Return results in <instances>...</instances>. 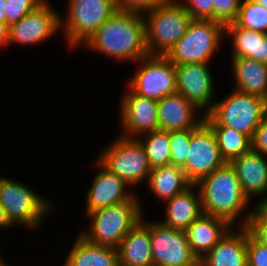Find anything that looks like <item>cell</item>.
Segmentation results:
<instances>
[{
    "mask_svg": "<svg viewBox=\"0 0 267 266\" xmlns=\"http://www.w3.org/2000/svg\"><path fill=\"white\" fill-rule=\"evenodd\" d=\"M141 14L117 9L83 45L116 59L139 61L149 55Z\"/></svg>",
    "mask_w": 267,
    "mask_h": 266,
    "instance_id": "6da1fadb",
    "label": "cell"
},
{
    "mask_svg": "<svg viewBox=\"0 0 267 266\" xmlns=\"http://www.w3.org/2000/svg\"><path fill=\"white\" fill-rule=\"evenodd\" d=\"M195 185L199 188L203 213L224 219L231 226L250 202L230 163L217 168Z\"/></svg>",
    "mask_w": 267,
    "mask_h": 266,
    "instance_id": "7a4b0ae2",
    "label": "cell"
},
{
    "mask_svg": "<svg viewBox=\"0 0 267 266\" xmlns=\"http://www.w3.org/2000/svg\"><path fill=\"white\" fill-rule=\"evenodd\" d=\"M135 195L128 201L87 213L90 230L83 232L88 242L118 248L122 239L141 220L142 207Z\"/></svg>",
    "mask_w": 267,
    "mask_h": 266,
    "instance_id": "3957f363",
    "label": "cell"
},
{
    "mask_svg": "<svg viewBox=\"0 0 267 266\" xmlns=\"http://www.w3.org/2000/svg\"><path fill=\"white\" fill-rule=\"evenodd\" d=\"M265 118V99L233 90L222 101L215 102L204 114L209 126H225L243 132L252 138L254 131Z\"/></svg>",
    "mask_w": 267,
    "mask_h": 266,
    "instance_id": "277c9868",
    "label": "cell"
},
{
    "mask_svg": "<svg viewBox=\"0 0 267 266\" xmlns=\"http://www.w3.org/2000/svg\"><path fill=\"white\" fill-rule=\"evenodd\" d=\"M173 1L167 0L146 14L148 18L144 20L149 55H166L193 20L181 3Z\"/></svg>",
    "mask_w": 267,
    "mask_h": 266,
    "instance_id": "5b68a950",
    "label": "cell"
},
{
    "mask_svg": "<svg viewBox=\"0 0 267 266\" xmlns=\"http://www.w3.org/2000/svg\"><path fill=\"white\" fill-rule=\"evenodd\" d=\"M224 34L225 26L218 21L193 19L186 33L165 56L174 65L208 63Z\"/></svg>",
    "mask_w": 267,
    "mask_h": 266,
    "instance_id": "8992f818",
    "label": "cell"
},
{
    "mask_svg": "<svg viewBox=\"0 0 267 266\" xmlns=\"http://www.w3.org/2000/svg\"><path fill=\"white\" fill-rule=\"evenodd\" d=\"M98 161L128 186H136L145 178L148 179L152 170L145 148L138 138L120 136L105 149Z\"/></svg>",
    "mask_w": 267,
    "mask_h": 266,
    "instance_id": "52a82bcc",
    "label": "cell"
},
{
    "mask_svg": "<svg viewBox=\"0 0 267 266\" xmlns=\"http://www.w3.org/2000/svg\"><path fill=\"white\" fill-rule=\"evenodd\" d=\"M0 205L12 225L20 223L33 229L50 209L49 202L26 185L4 177H0Z\"/></svg>",
    "mask_w": 267,
    "mask_h": 266,
    "instance_id": "ba28073f",
    "label": "cell"
},
{
    "mask_svg": "<svg viewBox=\"0 0 267 266\" xmlns=\"http://www.w3.org/2000/svg\"><path fill=\"white\" fill-rule=\"evenodd\" d=\"M65 33L74 48L86 40L117 11L115 0H68Z\"/></svg>",
    "mask_w": 267,
    "mask_h": 266,
    "instance_id": "9c48e42d",
    "label": "cell"
},
{
    "mask_svg": "<svg viewBox=\"0 0 267 266\" xmlns=\"http://www.w3.org/2000/svg\"><path fill=\"white\" fill-rule=\"evenodd\" d=\"M140 62L128 85L135 94L159 101L177 92L175 65L165 55H147Z\"/></svg>",
    "mask_w": 267,
    "mask_h": 266,
    "instance_id": "30bf717a",
    "label": "cell"
},
{
    "mask_svg": "<svg viewBox=\"0 0 267 266\" xmlns=\"http://www.w3.org/2000/svg\"><path fill=\"white\" fill-rule=\"evenodd\" d=\"M225 164L212 128L203 121L198 127L191 129L187 160L182 167L187 179L195 185Z\"/></svg>",
    "mask_w": 267,
    "mask_h": 266,
    "instance_id": "8fae6325",
    "label": "cell"
},
{
    "mask_svg": "<svg viewBox=\"0 0 267 266\" xmlns=\"http://www.w3.org/2000/svg\"><path fill=\"white\" fill-rule=\"evenodd\" d=\"M153 266H200L185 231L150 223Z\"/></svg>",
    "mask_w": 267,
    "mask_h": 266,
    "instance_id": "7c38bea8",
    "label": "cell"
},
{
    "mask_svg": "<svg viewBox=\"0 0 267 266\" xmlns=\"http://www.w3.org/2000/svg\"><path fill=\"white\" fill-rule=\"evenodd\" d=\"M62 17L44 1L40 6L9 27V42L33 44L53 35L61 25ZM35 43V44H34Z\"/></svg>",
    "mask_w": 267,
    "mask_h": 266,
    "instance_id": "4fadbf2b",
    "label": "cell"
},
{
    "mask_svg": "<svg viewBox=\"0 0 267 266\" xmlns=\"http://www.w3.org/2000/svg\"><path fill=\"white\" fill-rule=\"evenodd\" d=\"M207 63H186L175 65L177 92L198 109L206 108L207 114L213 107V80ZM211 104V105H210Z\"/></svg>",
    "mask_w": 267,
    "mask_h": 266,
    "instance_id": "5bb4252c",
    "label": "cell"
},
{
    "mask_svg": "<svg viewBox=\"0 0 267 266\" xmlns=\"http://www.w3.org/2000/svg\"><path fill=\"white\" fill-rule=\"evenodd\" d=\"M121 101V120L124 137L136 138L159 130L158 101L135 94L129 87ZM126 129V130H125Z\"/></svg>",
    "mask_w": 267,
    "mask_h": 266,
    "instance_id": "9a60e30c",
    "label": "cell"
},
{
    "mask_svg": "<svg viewBox=\"0 0 267 266\" xmlns=\"http://www.w3.org/2000/svg\"><path fill=\"white\" fill-rule=\"evenodd\" d=\"M97 165L102 169L94 177L92 188L87 193L86 214L128 201L134 196L125 190L128 185L122 178L111 173L98 160Z\"/></svg>",
    "mask_w": 267,
    "mask_h": 266,
    "instance_id": "2e32d148",
    "label": "cell"
},
{
    "mask_svg": "<svg viewBox=\"0 0 267 266\" xmlns=\"http://www.w3.org/2000/svg\"><path fill=\"white\" fill-rule=\"evenodd\" d=\"M200 111L183 95L176 92L158 101L159 130L173 132L198 127L204 121L194 117L195 111Z\"/></svg>",
    "mask_w": 267,
    "mask_h": 266,
    "instance_id": "e0dca14e",
    "label": "cell"
},
{
    "mask_svg": "<svg viewBox=\"0 0 267 266\" xmlns=\"http://www.w3.org/2000/svg\"><path fill=\"white\" fill-rule=\"evenodd\" d=\"M119 266H153L150 222L141 220L122 239L117 248Z\"/></svg>",
    "mask_w": 267,
    "mask_h": 266,
    "instance_id": "ac0fdd59",
    "label": "cell"
},
{
    "mask_svg": "<svg viewBox=\"0 0 267 266\" xmlns=\"http://www.w3.org/2000/svg\"><path fill=\"white\" fill-rule=\"evenodd\" d=\"M229 229L234 230L224 219L203 213L185 230V233L193 253L200 260Z\"/></svg>",
    "mask_w": 267,
    "mask_h": 266,
    "instance_id": "d6986e66",
    "label": "cell"
},
{
    "mask_svg": "<svg viewBox=\"0 0 267 266\" xmlns=\"http://www.w3.org/2000/svg\"><path fill=\"white\" fill-rule=\"evenodd\" d=\"M200 266H248L247 228L240 232L229 230L221 240L200 259Z\"/></svg>",
    "mask_w": 267,
    "mask_h": 266,
    "instance_id": "ffe728a7",
    "label": "cell"
},
{
    "mask_svg": "<svg viewBox=\"0 0 267 266\" xmlns=\"http://www.w3.org/2000/svg\"><path fill=\"white\" fill-rule=\"evenodd\" d=\"M266 157L252 149L230 162L235 169L244 194L250 200L252 195L265 194L267 191Z\"/></svg>",
    "mask_w": 267,
    "mask_h": 266,
    "instance_id": "44dd1931",
    "label": "cell"
},
{
    "mask_svg": "<svg viewBox=\"0 0 267 266\" xmlns=\"http://www.w3.org/2000/svg\"><path fill=\"white\" fill-rule=\"evenodd\" d=\"M194 188L197 186L192 185L183 193L165 201L167 202L166 219L164 222H160L161 224L185 231L203 214L200 192L198 190V195L195 194Z\"/></svg>",
    "mask_w": 267,
    "mask_h": 266,
    "instance_id": "7402d4cb",
    "label": "cell"
},
{
    "mask_svg": "<svg viewBox=\"0 0 267 266\" xmlns=\"http://www.w3.org/2000/svg\"><path fill=\"white\" fill-rule=\"evenodd\" d=\"M233 70L239 92L267 99V64L245 58L233 57Z\"/></svg>",
    "mask_w": 267,
    "mask_h": 266,
    "instance_id": "603a6c76",
    "label": "cell"
},
{
    "mask_svg": "<svg viewBox=\"0 0 267 266\" xmlns=\"http://www.w3.org/2000/svg\"><path fill=\"white\" fill-rule=\"evenodd\" d=\"M64 266H119L116 248L96 245L79 235Z\"/></svg>",
    "mask_w": 267,
    "mask_h": 266,
    "instance_id": "cb8c5ba5",
    "label": "cell"
},
{
    "mask_svg": "<svg viewBox=\"0 0 267 266\" xmlns=\"http://www.w3.org/2000/svg\"><path fill=\"white\" fill-rule=\"evenodd\" d=\"M225 34L233 38V57H245L267 64V33L238 27L233 22L225 25Z\"/></svg>",
    "mask_w": 267,
    "mask_h": 266,
    "instance_id": "d4e9b609",
    "label": "cell"
},
{
    "mask_svg": "<svg viewBox=\"0 0 267 266\" xmlns=\"http://www.w3.org/2000/svg\"><path fill=\"white\" fill-rule=\"evenodd\" d=\"M147 181L153 194L163 201L183 193L193 185L187 179L185 171L173 165L153 168Z\"/></svg>",
    "mask_w": 267,
    "mask_h": 266,
    "instance_id": "484cf974",
    "label": "cell"
},
{
    "mask_svg": "<svg viewBox=\"0 0 267 266\" xmlns=\"http://www.w3.org/2000/svg\"><path fill=\"white\" fill-rule=\"evenodd\" d=\"M217 138L218 147L226 163L241 157L251 150V138L225 126H210Z\"/></svg>",
    "mask_w": 267,
    "mask_h": 266,
    "instance_id": "4316f807",
    "label": "cell"
},
{
    "mask_svg": "<svg viewBox=\"0 0 267 266\" xmlns=\"http://www.w3.org/2000/svg\"><path fill=\"white\" fill-rule=\"evenodd\" d=\"M146 140H141L151 168L171 165L170 138L167 131H152L145 133Z\"/></svg>",
    "mask_w": 267,
    "mask_h": 266,
    "instance_id": "83f0119b",
    "label": "cell"
},
{
    "mask_svg": "<svg viewBox=\"0 0 267 266\" xmlns=\"http://www.w3.org/2000/svg\"><path fill=\"white\" fill-rule=\"evenodd\" d=\"M234 23L238 27L267 33V9L255 0H243Z\"/></svg>",
    "mask_w": 267,
    "mask_h": 266,
    "instance_id": "f1b7e54d",
    "label": "cell"
},
{
    "mask_svg": "<svg viewBox=\"0 0 267 266\" xmlns=\"http://www.w3.org/2000/svg\"><path fill=\"white\" fill-rule=\"evenodd\" d=\"M171 165L183 167L191 142V129L169 132Z\"/></svg>",
    "mask_w": 267,
    "mask_h": 266,
    "instance_id": "f546056e",
    "label": "cell"
},
{
    "mask_svg": "<svg viewBox=\"0 0 267 266\" xmlns=\"http://www.w3.org/2000/svg\"><path fill=\"white\" fill-rule=\"evenodd\" d=\"M45 0H6V24L10 27Z\"/></svg>",
    "mask_w": 267,
    "mask_h": 266,
    "instance_id": "4dcf8cb0",
    "label": "cell"
},
{
    "mask_svg": "<svg viewBox=\"0 0 267 266\" xmlns=\"http://www.w3.org/2000/svg\"><path fill=\"white\" fill-rule=\"evenodd\" d=\"M242 0H213V20L224 26L233 23L238 15Z\"/></svg>",
    "mask_w": 267,
    "mask_h": 266,
    "instance_id": "1f68e13d",
    "label": "cell"
},
{
    "mask_svg": "<svg viewBox=\"0 0 267 266\" xmlns=\"http://www.w3.org/2000/svg\"><path fill=\"white\" fill-rule=\"evenodd\" d=\"M248 266H267V246L258 242L247 229Z\"/></svg>",
    "mask_w": 267,
    "mask_h": 266,
    "instance_id": "d6a6232c",
    "label": "cell"
},
{
    "mask_svg": "<svg viewBox=\"0 0 267 266\" xmlns=\"http://www.w3.org/2000/svg\"><path fill=\"white\" fill-rule=\"evenodd\" d=\"M181 3L192 19L213 20V0H185Z\"/></svg>",
    "mask_w": 267,
    "mask_h": 266,
    "instance_id": "836d02e7",
    "label": "cell"
},
{
    "mask_svg": "<svg viewBox=\"0 0 267 266\" xmlns=\"http://www.w3.org/2000/svg\"><path fill=\"white\" fill-rule=\"evenodd\" d=\"M117 9L121 11L146 13L156 6L165 3L167 0H115ZM146 11V12H145Z\"/></svg>",
    "mask_w": 267,
    "mask_h": 266,
    "instance_id": "e575fe53",
    "label": "cell"
},
{
    "mask_svg": "<svg viewBox=\"0 0 267 266\" xmlns=\"http://www.w3.org/2000/svg\"><path fill=\"white\" fill-rule=\"evenodd\" d=\"M251 149L264 156L267 155V118H264L254 131L251 138Z\"/></svg>",
    "mask_w": 267,
    "mask_h": 266,
    "instance_id": "d590c367",
    "label": "cell"
},
{
    "mask_svg": "<svg viewBox=\"0 0 267 266\" xmlns=\"http://www.w3.org/2000/svg\"><path fill=\"white\" fill-rule=\"evenodd\" d=\"M248 222H267V198H263L258 205L255 207L254 211L249 213L245 217L243 225L245 227Z\"/></svg>",
    "mask_w": 267,
    "mask_h": 266,
    "instance_id": "8d00e7d4",
    "label": "cell"
},
{
    "mask_svg": "<svg viewBox=\"0 0 267 266\" xmlns=\"http://www.w3.org/2000/svg\"><path fill=\"white\" fill-rule=\"evenodd\" d=\"M245 227L258 242L267 246V222H248Z\"/></svg>",
    "mask_w": 267,
    "mask_h": 266,
    "instance_id": "74e56055",
    "label": "cell"
},
{
    "mask_svg": "<svg viewBox=\"0 0 267 266\" xmlns=\"http://www.w3.org/2000/svg\"><path fill=\"white\" fill-rule=\"evenodd\" d=\"M9 42V26L0 21V46H7Z\"/></svg>",
    "mask_w": 267,
    "mask_h": 266,
    "instance_id": "f35d334b",
    "label": "cell"
},
{
    "mask_svg": "<svg viewBox=\"0 0 267 266\" xmlns=\"http://www.w3.org/2000/svg\"><path fill=\"white\" fill-rule=\"evenodd\" d=\"M12 224L10 223V221L8 220L5 210L1 207L0 205V229L3 227H10Z\"/></svg>",
    "mask_w": 267,
    "mask_h": 266,
    "instance_id": "ab89813d",
    "label": "cell"
},
{
    "mask_svg": "<svg viewBox=\"0 0 267 266\" xmlns=\"http://www.w3.org/2000/svg\"><path fill=\"white\" fill-rule=\"evenodd\" d=\"M0 21L6 23V0H0Z\"/></svg>",
    "mask_w": 267,
    "mask_h": 266,
    "instance_id": "60d3db41",
    "label": "cell"
},
{
    "mask_svg": "<svg viewBox=\"0 0 267 266\" xmlns=\"http://www.w3.org/2000/svg\"><path fill=\"white\" fill-rule=\"evenodd\" d=\"M267 9V0H255Z\"/></svg>",
    "mask_w": 267,
    "mask_h": 266,
    "instance_id": "b9f144b4",
    "label": "cell"
},
{
    "mask_svg": "<svg viewBox=\"0 0 267 266\" xmlns=\"http://www.w3.org/2000/svg\"><path fill=\"white\" fill-rule=\"evenodd\" d=\"M265 118H267V99L265 100Z\"/></svg>",
    "mask_w": 267,
    "mask_h": 266,
    "instance_id": "7bdbcfd3",
    "label": "cell"
},
{
    "mask_svg": "<svg viewBox=\"0 0 267 266\" xmlns=\"http://www.w3.org/2000/svg\"><path fill=\"white\" fill-rule=\"evenodd\" d=\"M5 264H6V263H4V262L1 260V258H0V266H6Z\"/></svg>",
    "mask_w": 267,
    "mask_h": 266,
    "instance_id": "ee69618b",
    "label": "cell"
}]
</instances>
